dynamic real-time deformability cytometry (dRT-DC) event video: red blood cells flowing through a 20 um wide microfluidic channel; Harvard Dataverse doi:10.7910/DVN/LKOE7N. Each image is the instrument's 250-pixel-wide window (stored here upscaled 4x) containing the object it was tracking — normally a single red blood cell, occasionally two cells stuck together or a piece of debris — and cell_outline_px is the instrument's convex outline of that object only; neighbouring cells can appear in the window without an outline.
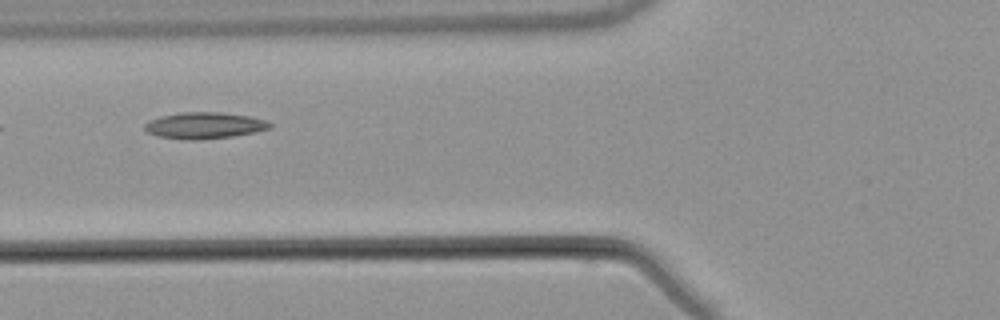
{"species": "common noctule bat (a hibernating species)", "species_latin": "Nyctalus noctula", "temperature_condition": "warm", "stored_images_in_passage": 6, "camera_frame_rate_fps": 3000, "um_per_image_px": 0.085, "animal": {"sex": "male", "body_mass_g": 21.5, "forearm_length_mm": 52.0}, "frame": {"image": 1, "passage_image": 5, "time_ms": 5.667, "image_size_px": [1000, 320], "cell_outline_px": [[272, 128], [256, 132], [232, 136], [200, 140], [184, 140], [156, 136], [148, 132], [144, 128], [144, 124], [148, 120], [160, 116], [180, 112], [220, 112], [248, 116], [268, 120], [272, 124]], "centroid_in_image_um": [17.37, 10.67], "position_along_channel_um": 108.4, "area_um2": 19.54}}
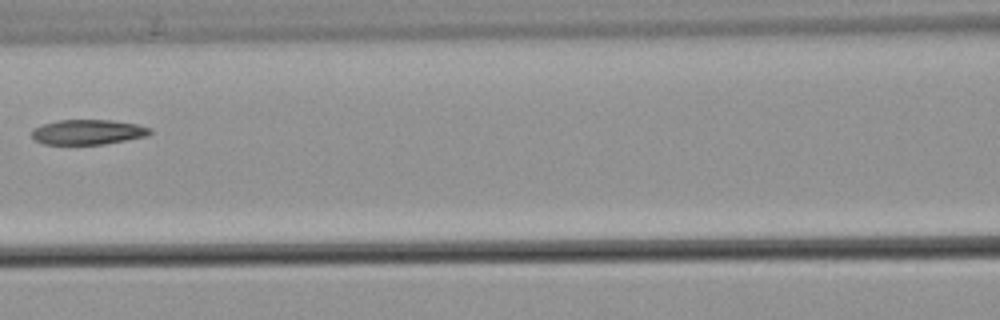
{"frame": {"image": 2, "passage_image": 6, "time_ms": 7.0, "image_size_px": [1000, 320], "cell_outline_px": [[152, 132], [148, 136], [104, 144], [44, 144], [36, 140], [32, 136], [32, 132], [36, 128], [44, 124], [60, 120], [112, 120], [136, 124], [152, 128]], "centroid_in_image_um": [7.53, 11.22], "position_along_channel_um": 159.1, "area_um2": 17.05}}